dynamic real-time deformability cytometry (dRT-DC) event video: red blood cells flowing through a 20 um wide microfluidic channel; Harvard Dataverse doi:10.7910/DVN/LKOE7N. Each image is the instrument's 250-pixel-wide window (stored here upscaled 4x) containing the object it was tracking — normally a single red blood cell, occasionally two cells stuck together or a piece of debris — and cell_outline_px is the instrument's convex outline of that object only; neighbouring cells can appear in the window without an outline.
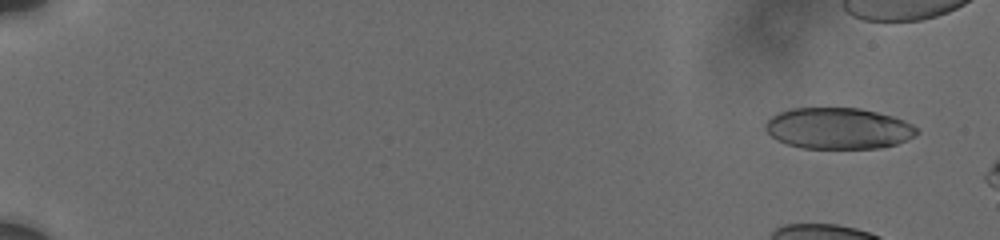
{"species": "human", "species_latin": "Homo sapiens", "temperature_condition": "cold", "stored_images_in_passage": 10, "camera_frame_rate_fps": 3000, "um_per_image_px": 0.085, "donor": {"sex": "male"}, "frame": {"image": 1, "passage_image": 6, "time_ms": 1.0, "image_size_px": [1000, 240], "cell_outline_px": [[920, 132], [916, 136], [896, 144], [880, 148], [800, 148], [776, 140], [764, 128], [764, 124], [772, 116], [780, 112], [792, 108], [860, 108], [892, 116], [904, 120], [912, 124]], "centroid_in_image_um": [71.27, 10.91], "position_along_channel_um": 13.7, "area_um2": 36.41}}